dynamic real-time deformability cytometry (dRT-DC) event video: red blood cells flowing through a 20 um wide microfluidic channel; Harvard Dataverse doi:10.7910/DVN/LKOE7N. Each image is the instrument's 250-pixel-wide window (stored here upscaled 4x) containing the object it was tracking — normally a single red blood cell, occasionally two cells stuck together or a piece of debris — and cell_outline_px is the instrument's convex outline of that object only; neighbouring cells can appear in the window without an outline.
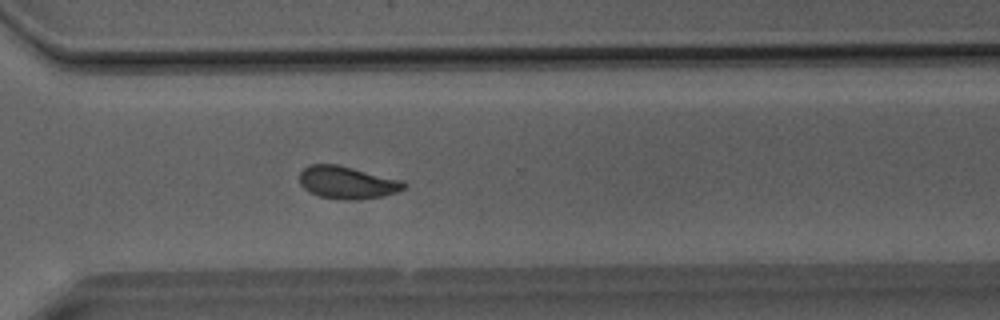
{"species": "Egyptian fruit bat (a non-hibernating species)", "species_latin": "Rousettus aegyptiacus", "temperature_condition": "room temperature", "stored_images_in_passage": 25, "camera_frame_rate_fps": 3000, "um_per_image_px": 0.085, "animal": {"sex": "male"}, "frame": {"image": 1, "passage_image": 21, "time_ms": 6.667, "image_size_px": [1000, 320], "cell_outline_px": [[408, 184], [404, 188], [396, 192], [384, 196], [352, 200], [340, 200], [320, 196], [308, 192], [300, 184], [300, 172], [308, 164], [340, 164], [404, 180]], "centroid_in_image_um": [29.53, 15.5], "position_along_channel_um": 341.1, "area_um2": 20.17}}
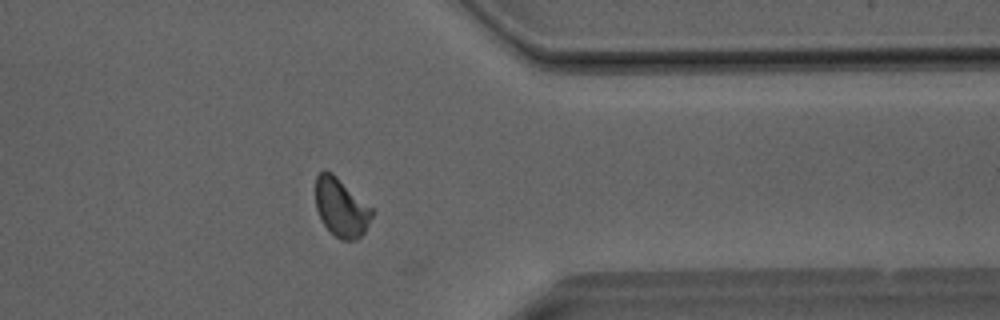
{"frame": {"image": 2, "passage_image": 24, "time_ms": 7.667, "image_size_px": [1000, 320], "cell_outline_px": [[372, 216], [364, 232], [356, 240], [340, 240], [320, 220], [316, 208], [316, 176], [324, 168], [332, 172], [372, 208]], "centroid_in_image_um": [28.97, 17.62], "position_along_channel_um": 382.4, "area_um2": 19.07}}